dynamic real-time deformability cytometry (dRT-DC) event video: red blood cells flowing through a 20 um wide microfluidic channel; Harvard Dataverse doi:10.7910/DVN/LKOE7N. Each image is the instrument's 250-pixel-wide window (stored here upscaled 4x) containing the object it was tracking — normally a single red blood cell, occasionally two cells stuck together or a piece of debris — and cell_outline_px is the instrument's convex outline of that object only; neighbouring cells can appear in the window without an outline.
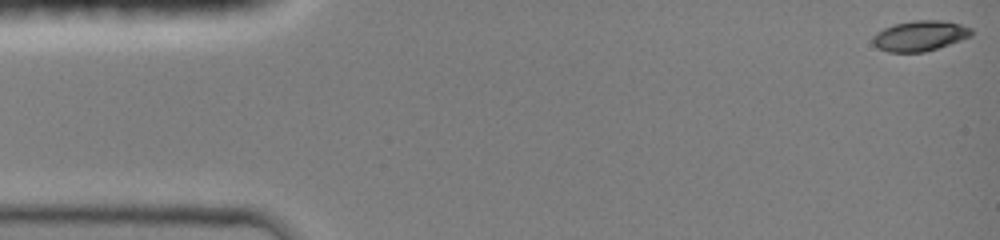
{"species": "common noctule bat (a hibernating species)", "species_latin": "Nyctalus noctula", "temperature_condition": "room temperature", "stored_images_in_passage": 45, "camera_frame_rate_fps": 3000, "um_per_image_px": 0.085, "animal": {"sex": "female", "body_mass_g": 19.0, "forearm_length_mm": 51.5}, "frame": {"image": 1, "passage_image": 1, "time_ms": 0.0, "image_size_px": [1000, 240], "cell_outline_px": [[972, 36], [924, 52], [888, 52], [876, 48], [872, 44], [872, 36], [876, 32], [884, 28], [896, 24], [916, 20], [944, 20], [960, 24], [972, 28]], "centroid_in_image_um": [78.16, 3.04], "position_along_channel_um": 6.8, "area_um2": 17.46}}
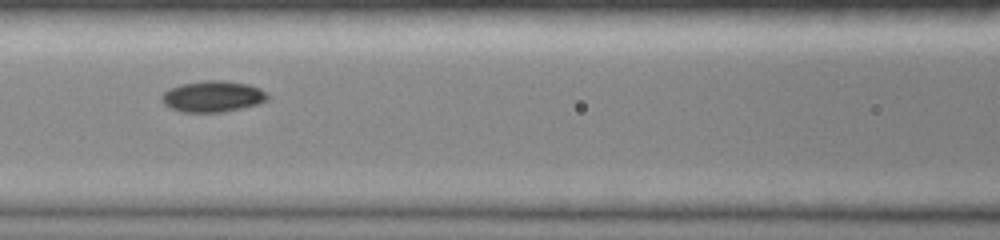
{"frame": {"image": 2, "passage_image": 20, "time_ms": 6.333, "image_size_px": [1000, 240], "cell_outline_px": [[268, 100], [256, 104], [224, 112], [184, 112], [172, 108], [164, 104], [160, 100], [160, 96], [168, 88], [180, 84], [204, 80], [224, 80], [248, 84], [260, 88], [268, 96]], "centroid_in_image_um": [18.04, 8.18], "position_along_channel_um": 148.6, "area_um2": 19.25}}
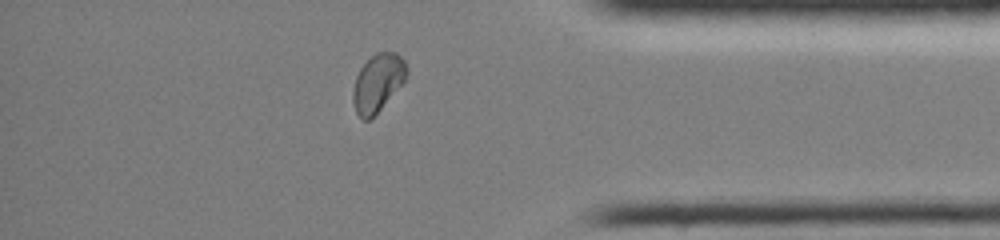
{"frame": {"image": 3, "passage_image": 39, "time_ms": 12.667, "image_size_px": [1000, 240], "cell_outline_px": [[408, 72], [404, 80], [380, 108], [368, 120], [364, 120], [356, 112], [352, 100], [352, 92], [356, 76], [360, 68], [376, 52], [396, 52], [404, 60], [408, 68]], "centroid_in_image_um": [32.09, 7.0], "position_along_channel_um": 403.1, "area_um2": 17.57}, "authors_computed_cell_mechanics": {"area_um2": 18.0914, "velocity_mm_per_s": 4.1768, "shape_relaxation_time_tau1_ms": 3.1768, "shape_relaxation_time_tau2_ms": 8.0373, "deformation_change_tau1": 0.1216, "deformation_change_tau2": 0.0608}}